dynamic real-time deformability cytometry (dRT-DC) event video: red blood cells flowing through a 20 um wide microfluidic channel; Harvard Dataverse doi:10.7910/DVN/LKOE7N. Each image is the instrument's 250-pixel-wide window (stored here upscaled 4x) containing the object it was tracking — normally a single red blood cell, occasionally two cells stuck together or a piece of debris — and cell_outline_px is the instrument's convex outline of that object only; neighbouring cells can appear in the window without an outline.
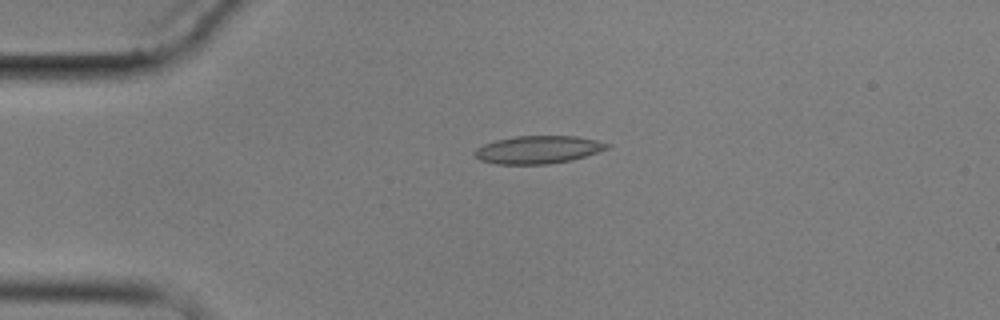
{"species": "common noctule bat (a hibernating species)", "species_latin": "Nyctalus noctula", "temperature_condition": "cold", "stored_images_in_passage": 6, "camera_frame_rate_fps": 3000, "um_per_image_px": 0.085, "animal": {"sex": "male", "body_mass_g": 17.9}, "frame": {"image": 1, "passage_image": 4, "time_ms": 3.333, "image_size_px": [1000, 320], "cell_outline_px": [[612, 144], [608, 148], [572, 160], [548, 164], [496, 164], [480, 160], [472, 152], [476, 148], [484, 144], [496, 140], [516, 136], [576, 136], [596, 140]], "centroid_in_image_um": [45.72, 12.72], "position_along_channel_um": 39.3, "area_um2": 21.39}}
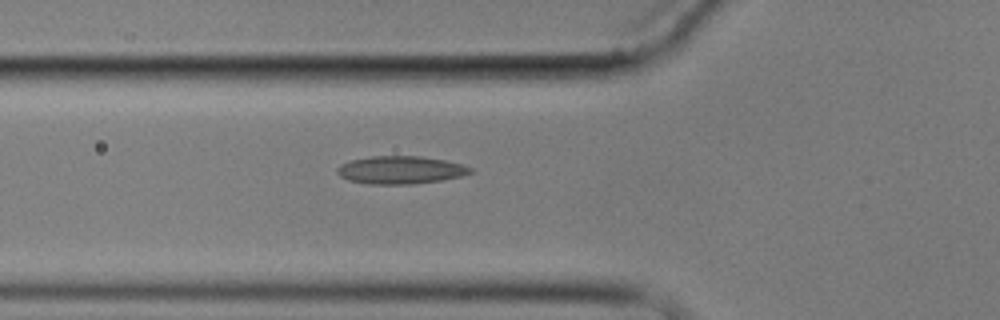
{"frame": {"image": 2, "passage_image": 6, "time_ms": 5.667, "image_size_px": [1000, 320], "cell_outline_px": [[476, 172], [460, 176], [440, 180], [412, 184], [372, 184], [348, 180], [340, 176], [336, 172], [336, 168], [340, 164], [352, 160], [372, 156], [420, 156], [444, 160], [460, 164], [472, 168]], "centroid_in_image_um": [34.03, 14.45], "position_along_channel_um": 91.8, "area_um2": 21.5}}